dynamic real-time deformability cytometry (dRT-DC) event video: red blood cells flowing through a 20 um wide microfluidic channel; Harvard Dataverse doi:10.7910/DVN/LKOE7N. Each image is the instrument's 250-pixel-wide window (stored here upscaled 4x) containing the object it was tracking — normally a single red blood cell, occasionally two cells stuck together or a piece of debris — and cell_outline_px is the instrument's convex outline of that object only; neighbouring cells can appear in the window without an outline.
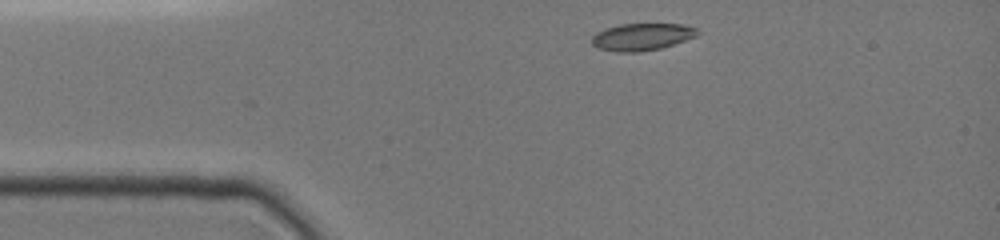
{"species": "common noctule bat (a hibernating species)", "species_latin": "Nyctalus noctula", "temperature_condition": "cold", "stored_images_in_passage": 33, "camera_frame_rate_fps": 3000, "um_per_image_px": 0.085, "animal": {"sex": "female", "body_mass_g": 19.0, "forearm_length_mm": 51.5}, "frame": {"image": 1, "passage_image": 1, "time_ms": 0.0, "image_size_px": [1000, 240], "cell_outline_px": [[700, 32], [696, 36], [660, 48], [640, 52], [616, 52], [596, 48], [592, 44], [592, 36], [596, 32], [604, 28], [620, 24], [680, 24], [696, 28]], "centroid_in_image_um": [54.5, 3.13], "position_along_channel_um": 30.5, "area_um2": 16.7}}
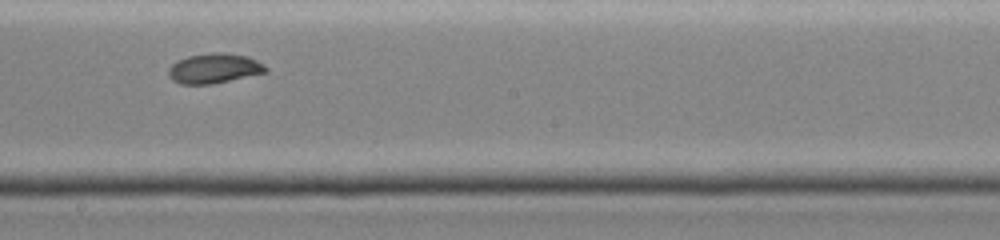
{"frame": {"image": 2, "passage_image": 19, "time_ms": 6.0, "image_size_px": [1000, 240], "cell_outline_px": [[268, 68], [264, 72], [212, 84], [180, 84], [172, 80], [168, 76], [168, 68], [176, 60], [188, 56], [212, 52], [220, 52], [248, 56], [264, 64]], "centroid_in_image_um": [18.15, 5.8], "position_along_channel_um": 230.1, "area_um2": 16.88}}
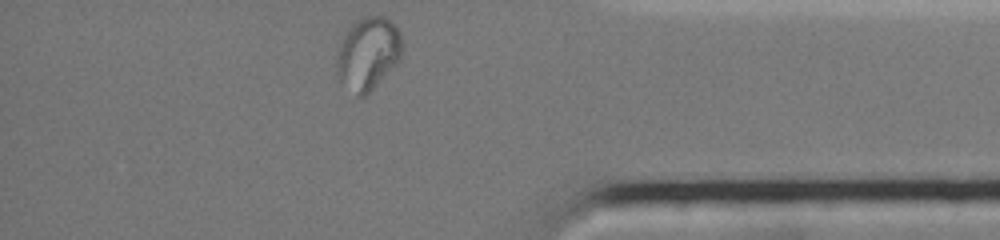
{"frame": {"image": 3, "passage_image": 33, "time_ms": 10.667, "image_size_px": [1000, 240], "cell_outline_px": [[400, 60], [364, 96], [356, 96], [336, 72], [332, 56], [336, 48], [348, 28], [356, 20], [364, 16], [384, 16], [396, 24], [400, 32]], "centroid_in_image_um": [31.22, 4.5], "position_along_channel_um": 404.0, "area_um2": 27.74}}